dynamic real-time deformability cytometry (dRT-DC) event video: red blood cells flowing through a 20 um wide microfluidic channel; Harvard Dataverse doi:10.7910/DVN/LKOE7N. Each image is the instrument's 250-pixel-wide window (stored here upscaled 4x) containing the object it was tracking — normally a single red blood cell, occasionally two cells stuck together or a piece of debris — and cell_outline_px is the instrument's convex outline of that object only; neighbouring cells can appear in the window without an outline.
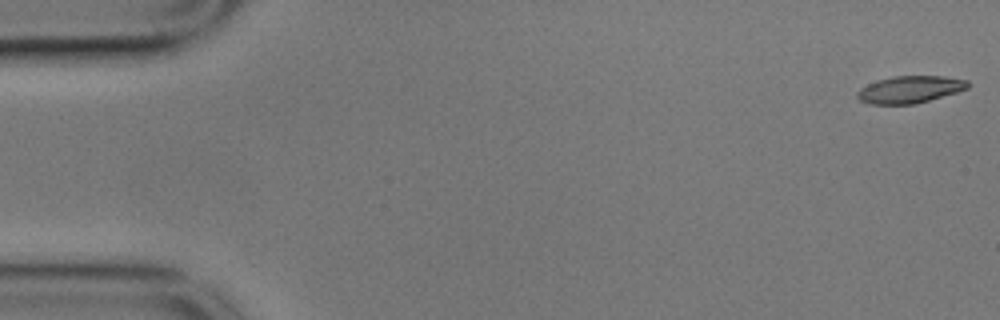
{"species": "common noctule bat (a hibernating species)", "species_latin": "Nyctalus noctula", "temperature_condition": "cold", "stored_images_in_passage": 11, "camera_frame_rate_fps": 3000, "um_per_image_px": 0.085, "animal": {"sex": "male", "body_mass_g": 17.9}, "frame": {"image": 1, "passage_image": 1, "time_ms": 0.0, "image_size_px": [1000, 320], "cell_outline_px": [[968, 88], [956, 92], [928, 100], [912, 104], [868, 104], [860, 100], [856, 96], [860, 88], [876, 80], [892, 76], [944, 76], [968, 80]], "centroid_in_image_um": [77.31, 7.59], "position_along_channel_um": 7.7, "area_um2": 17.34}}